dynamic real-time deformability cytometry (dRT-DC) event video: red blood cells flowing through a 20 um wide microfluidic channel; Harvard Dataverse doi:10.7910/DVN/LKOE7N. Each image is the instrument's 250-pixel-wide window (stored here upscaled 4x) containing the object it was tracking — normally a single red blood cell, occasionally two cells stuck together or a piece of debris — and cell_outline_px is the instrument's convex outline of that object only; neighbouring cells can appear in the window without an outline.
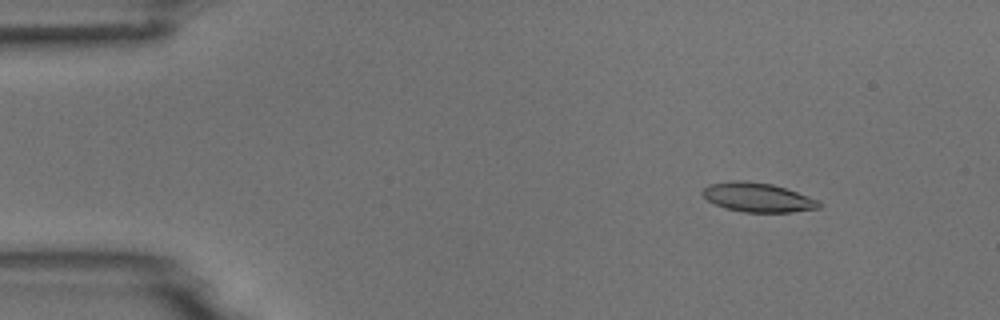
{"species": "common noctule bat (a hibernating species)", "species_latin": "Nyctalus noctula", "temperature_condition": "room temperature", "stored_images_in_passage": 5, "camera_frame_rate_fps": 3000, "um_per_image_px": 0.085, "animal": {"sex": "male", "body_mass_g": 18.8}, "frame": {"image": 1, "passage_image": 1, "time_ms": 0.0, "image_size_px": [1000, 320], "cell_outline_px": [[820, 208], [792, 212], [744, 212], [724, 208], [708, 200], [700, 192], [708, 184], [732, 180], [744, 180], [772, 184], [820, 200]], "centroid_in_image_um": [64.39, 16.77], "position_along_channel_um": 20.6, "area_um2": 19.83}}
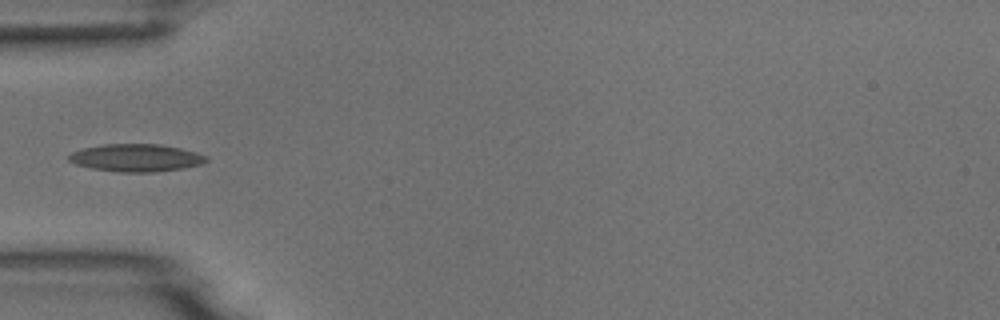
{"frame": {"image": 2, "passage_image": 4, "time_ms": 3.667, "image_size_px": [1000, 320], "cell_outline_px": [[208, 160], [200, 164], [184, 168], [152, 172], [116, 172], [92, 168], [76, 164], [68, 160], [68, 156], [72, 152], [84, 148], [104, 144], [160, 144], [180, 148], [196, 152], [208, 156]], "centroid_in_image_um": [11.58, 13.41], "position_along_channel_um": 73.4, "area_um2": 22.02}}